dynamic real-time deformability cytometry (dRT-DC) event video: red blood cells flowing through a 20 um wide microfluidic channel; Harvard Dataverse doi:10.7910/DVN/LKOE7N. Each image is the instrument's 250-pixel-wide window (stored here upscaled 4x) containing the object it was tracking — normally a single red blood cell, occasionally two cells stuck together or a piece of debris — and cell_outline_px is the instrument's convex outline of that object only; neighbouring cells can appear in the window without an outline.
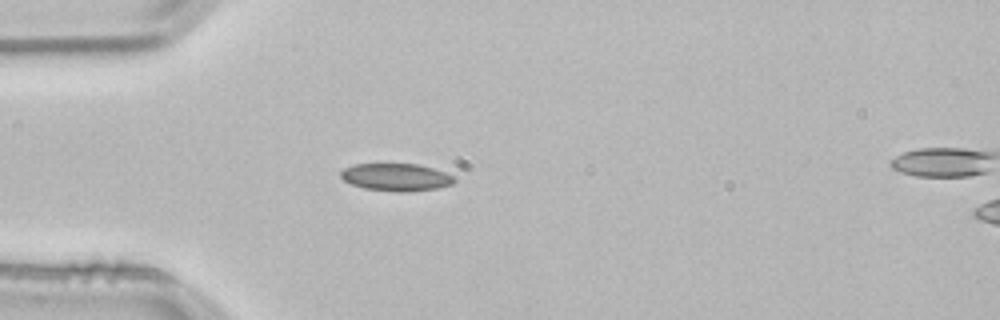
{"species": "common noctule bat (a hibernating species)", "species_latin": "Nyctalus noctula", "temperature_condition": "room temperature", "stored_images_in_passage": 42, "camera_frame_rate_fps": 3000, "um_per_image_px": 0.085, "animal": {"sex": "male", "body_mass_g": 21.5, "forearm_length_mm": 52.0}, "frame": {"image": 1, "passage_image": 11, "time_ms": 3.333, "image_size_px": [1000, 320], "cell_outline_px": [[456, 180], [452, 184], [436, 188], [404, 192], [396, 192], [364, 188], [352, 184], [344, 180], [340, 176], [340, 172], [344, 168], [352, 164], [420, 164], [444, 172], [452, 176]], "centroid_in_image_um": [33.64, 15.05], "position_along_channel_um": 51.4, "area_um2": 18.09}}
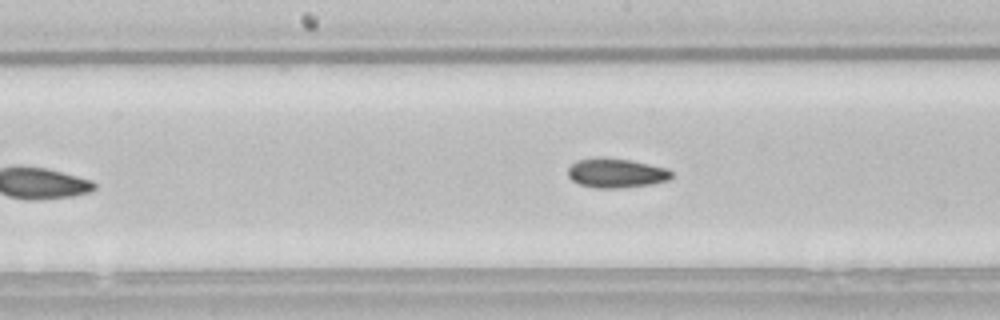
{"frame": {"image": 2, "passage_image": 23, "time_ms": 7.333, "image_size_px": [1000, 320], "cell_outline_px": [[672, 176], [668, 180], [648, 184], [620, 188], [592, 188], [580, 184], [572, 180], [568, 176], [568, 168], [576, 160], [600, 156], [604, 156], [632, 160], [668, 168], [672, 172]], "centroid_in_image_um": [52.35, 14.69], "position_along_channel_um": 195.9, "area_um2": 17.98}}
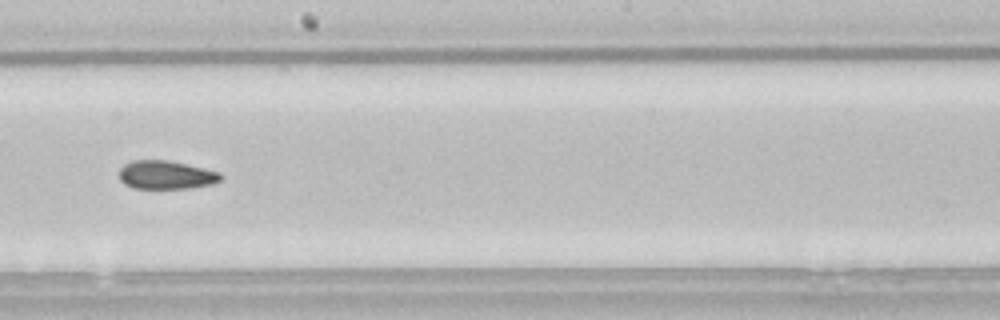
{"frame": {"image": 3, "passage_image": 26, "time_ms": 8.333, "image_size_px": [1000, 320], "cell_outline_px": [[224, 180], [212, 184], [192, 188], [132, 188], [124, 184], [120, 180], [120, 168], [124, 164], [132, 160], [164, 160], [204, 168], [220, 172], [224, 176]], "centroid_in_image_um": [14.14, 14.87], "position_along_channel_um": 234.1, "area_um2": 16.94}, "authors_computed_cell_mechanics": {"area_um2": 17.918, "velocity_mm_per_s": 3.8386, "shape_relaxation_time_tau1_ms": null, "shape_relaxation_time_tau2_ms": 4.8663, "deformation_change_tau1": null, "deformation_change_tau2": 0.089}}